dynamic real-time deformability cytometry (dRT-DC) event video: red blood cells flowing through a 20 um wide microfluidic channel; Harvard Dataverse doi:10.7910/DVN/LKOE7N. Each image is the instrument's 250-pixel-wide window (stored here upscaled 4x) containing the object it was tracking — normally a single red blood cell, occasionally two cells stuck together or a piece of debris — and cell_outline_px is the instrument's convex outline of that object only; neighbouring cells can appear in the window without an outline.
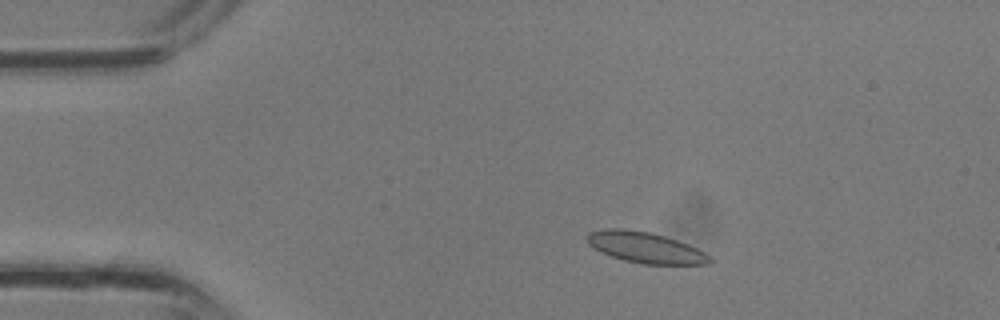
{"species": "common noctule bat (a hibernating species)", "species_latin": "Nyctalus noctula", "temperature_condition": "room temperature", "stored_images_in_passage": 33, "camera_frame_rate_fps": 3000, "um_per_image_px": 0.085, "animal": {"sex": "male", "body_mass_g": 13.3}, "frame": {"image": 1, "passage_image": 5, "time_ms": 1.333, "image_size_px": [1000, 320], "cell_outline_px": [[712, 260], [708, 264], [644, 264], [624, 260], [612, 256], [588, 244], [584, 236], [588, 232], [604, 228], [620, 228], [652, 232], [688, 244], [712, 256]], "centroid_in_image_um": [54.84, 21.02], "position_along_channel_um": 30.2, "area_um2": 22.02}}
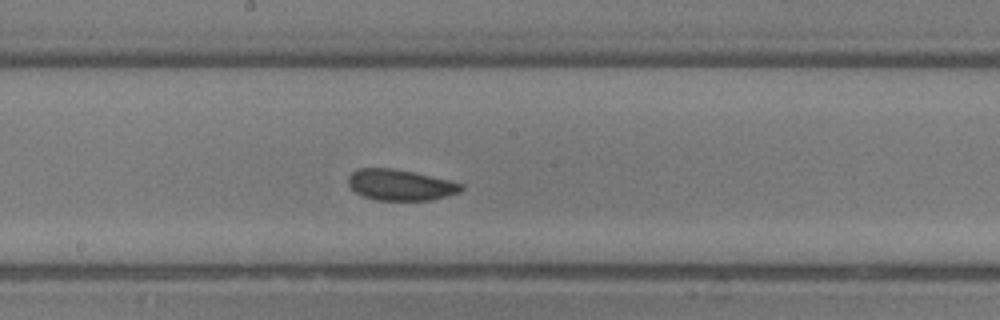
{"frame": {"image": 2, "passage_image": 17, "time_ms": 5.333, "image_size_px": [1000, 320], "cell_outline_px": [[464, 188], [460, 192], [448, 196], [432, 200], [376, 200], [360, 196], [348, 184], [348, 176], [352, 172], [360, 168], [392, 168], [412, 172], [448, 180], [464, 184]], "centroid_in_image_um": [34.03, 15.73], "position_along_channel_um": 214.2, "area_um2": 20.4}}
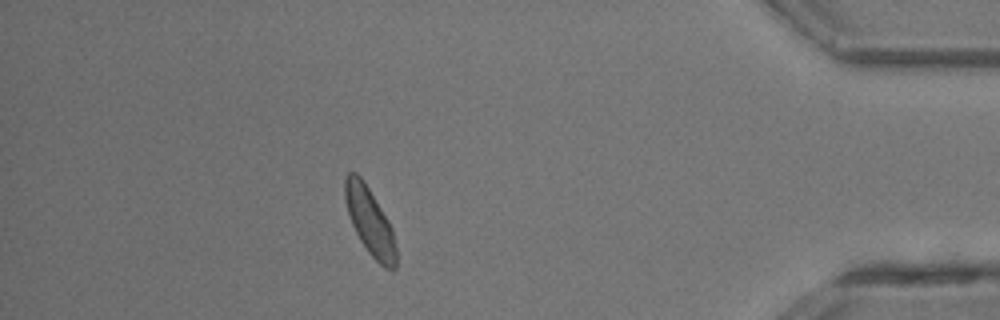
{"frame": {"image": 3, "passage_image": 29, "time_ms": 9.333, "image_size_px": [1000, 320], "cell_outline_px": [[396, 268], [392, 272], [384, 268], [368, 252], [360, 240], [352, 224], [344, 200], [344, 180], [348, 172], [356, 172], [364, 180], [388, 220], [392, 228], [396, 248]], "centroid_in_image_um": [31.43, 18.82], "position_along_channel_um": 403.8, "area_um2": 20.11}}